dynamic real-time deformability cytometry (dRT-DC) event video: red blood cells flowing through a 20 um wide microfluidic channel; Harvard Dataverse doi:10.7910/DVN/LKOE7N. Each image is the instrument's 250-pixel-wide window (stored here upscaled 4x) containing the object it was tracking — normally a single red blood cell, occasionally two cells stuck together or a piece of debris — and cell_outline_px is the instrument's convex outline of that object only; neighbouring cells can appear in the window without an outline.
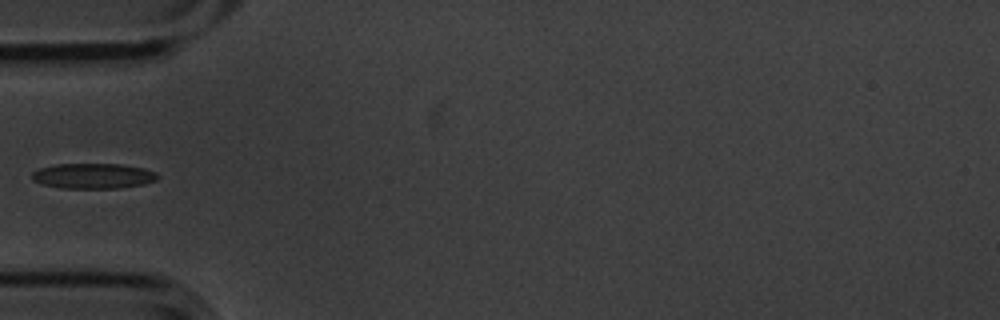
{"species": "common noctule bat (a hibernating species)", "species_latin": "Nyctalus noctula", "temperature_condition": "cold", "stored_images_in_passage": 3, "camera_frame_rate_fps": 3000, "um_per_image_px": 0.085, "animal": {"sex": "male", "body_mass_g": 20.1, "forearm_length_mm": 53.5}, "frame": {"image": 1, "passage_image": 3, "time_ms": 0.667, "image_size_px": [1000, 320], "cell_outline_px": [[160, 176], [156, 180], [144, 184], [120, 188], [60, 188], [44, 184], [32, 180], [32, 172], [40, 168], [56, 164], [120, 164], [144, 168], [156, 172]], "centroid_in_image_um": [7.95, 14.95], "position_along_channel_um": 77.1, "area_um2": 18.55}}